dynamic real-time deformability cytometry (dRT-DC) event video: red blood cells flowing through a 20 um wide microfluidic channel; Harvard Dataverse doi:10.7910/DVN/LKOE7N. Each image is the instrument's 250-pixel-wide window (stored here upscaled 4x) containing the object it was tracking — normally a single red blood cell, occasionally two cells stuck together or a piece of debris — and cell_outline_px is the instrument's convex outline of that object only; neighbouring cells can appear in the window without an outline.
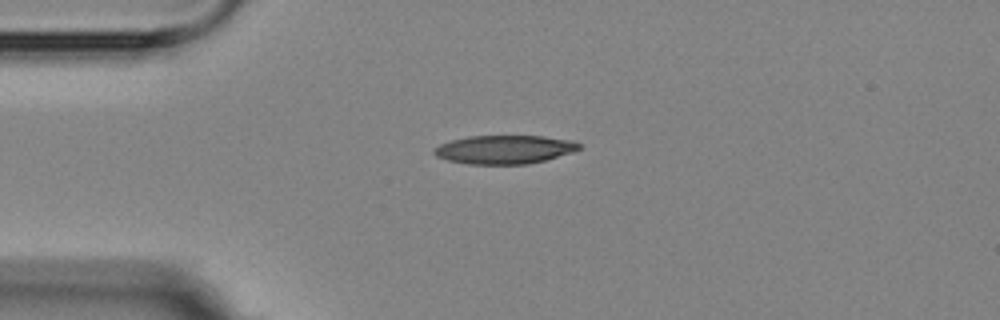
{"species": "Egyptian fruit bat (a non-hibernating species)", "species_latin": "Rousettus aegyptiacus", "temperature_condition": "room temperature", "stored_images_in_passage": 6, "camera_frame_rate_fps": 3000, "um_per_image_px": 0.085, "animal": {"sex": "female"}, "frame": {"image": 1, "passage_image": 6, "time_ms": 6.0, "image_size_px": [1000, 320], "cell_outline_px": [[580, 148], [572, 152], [544, 160], [528, 164], [468, 164], [448, 160], [436, 156], [432, 152], [432, 148], [440, 144], [452, 140], [468, 136], [544, 136], [572, 140], [580, 144]], "centroid_in_image_um": [42.84, 12.7], "position_along_channel_um": 42.2, "area_um2": 24.1}}